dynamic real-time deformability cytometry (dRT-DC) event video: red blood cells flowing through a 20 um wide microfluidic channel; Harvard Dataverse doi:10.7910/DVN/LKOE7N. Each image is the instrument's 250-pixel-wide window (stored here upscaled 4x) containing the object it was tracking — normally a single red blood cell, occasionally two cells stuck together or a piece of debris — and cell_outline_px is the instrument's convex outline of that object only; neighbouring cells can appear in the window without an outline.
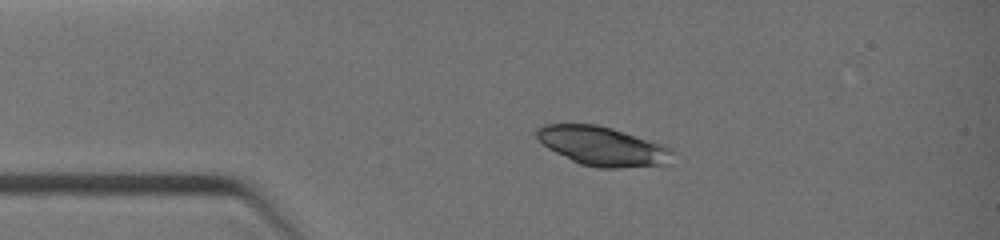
{"species": "common noctule bat (a hibernating species)", "species_latin": "Nyctalus noctula", "temperature_condition": "warm", "stored_images_in_passage": 8, "camera_frame_rate_fps": 3000, "um_per_image_px": 0.085, "animal": {"sex": "female", "body_mass_g": 19.0, "forearm_length_mm": 51.5}, "frame": {"image": 1, "passage_image": 4, "time_ms": 1.667, "image_size_px": [1000, 240], "cell_outline_px": [[676, 152], [668, 164], [620, 168], [596, 168], [580, 164], [548, 148], [536, 136], [536, 128], [544, 124], [596, 124], [612, 128], [664, 144], [672, 148]], "centroid_in_image_um": [51.27, 12.43], "position_along_channel_um": 33.7, "area_um2": 31.1}}